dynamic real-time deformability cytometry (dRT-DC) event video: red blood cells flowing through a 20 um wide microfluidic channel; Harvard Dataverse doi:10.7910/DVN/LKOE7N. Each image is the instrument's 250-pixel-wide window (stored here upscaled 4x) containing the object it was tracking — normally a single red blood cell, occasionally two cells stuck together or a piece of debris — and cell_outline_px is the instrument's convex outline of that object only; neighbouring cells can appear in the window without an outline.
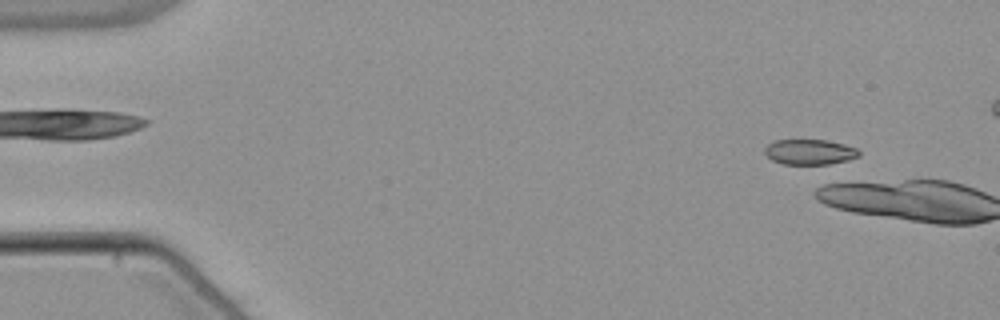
{"species": "common noctule bat (a hibernating species)", "species_latin": "Nyctalus noctula", "temperature_condition": "warm", "stored_images_in_passage": 7, "camera_frame_rate_fps": 3000, "um_per_image_px": 0.085, "animal": {"sex": "male", "body_mass_g": 21.5, "forearm_length_mm": 52.0}, "frame": {"image": 1, "passage_image": 5, "time_ms": 1.333, "image_size_px": [1000, 320], "cell_outline_px": [[860, 156], [848, 160], [828, 164], [784, 164], [772, 160], [764, 152], [764, 148], [772, 140], [828, 140], [844, 144], [856, 148], [860, 152]], "centroid_in_image_um": [68.82, 12.91], "position_along_channel_um": 16.2, "area_um2": 13.93}}